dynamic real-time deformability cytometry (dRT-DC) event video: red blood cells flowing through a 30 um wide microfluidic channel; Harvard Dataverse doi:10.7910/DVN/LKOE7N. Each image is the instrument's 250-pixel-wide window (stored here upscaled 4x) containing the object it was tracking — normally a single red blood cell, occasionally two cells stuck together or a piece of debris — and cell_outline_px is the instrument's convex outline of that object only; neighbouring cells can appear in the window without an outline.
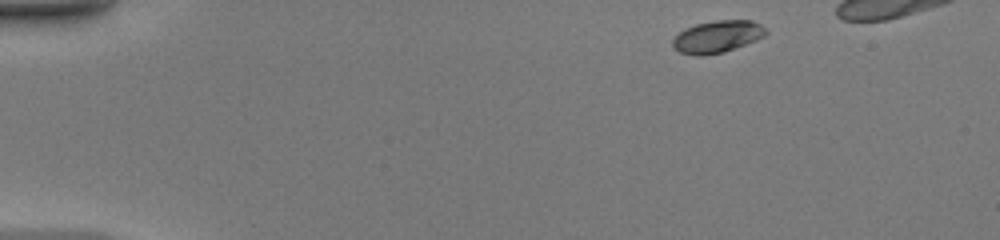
{"species": "common noctule bat (a hibernating species)", "species_latin": "Nyctalus noctula", "temperature_condition": "warm", "stored_images_in_passage": 37, "camera_frame_rate_fps": 3000, "um_per_image_px": 0.085, "animal": {"sex": "female", "body_mass_g": 20.0, "forearm_length_mm": 54.0}, "frame": {"image": 1, "passage_image": 1, "time_ms": 0.0, "image_size_px": [1000, 240], "cell_outline_px": [[768, 32], [764, 36], [756, 40], [724, 52], [704, 56], [696, 56], [680, 52], [672, 48], [672, 40], [684, 28], [696, 24], [716, 20], [752, 20], [768, 28]], "centroid_in_image_um": [60.97, 3.12], "position_along_channel_um": 24.0, "area_um2": 17.63}}
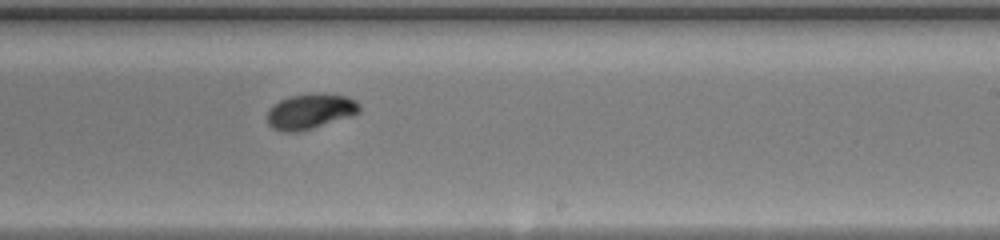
{"frame": {"image": 2, "passage_image": 24, "time_ms": 7.667, "image_size_px": [1000, 240], "cell_outline_px": [[360, 112], [352, 116], [312, 128], [296, 132], [288, 132], [272, 128], [268, 124], [268, 108], [272, 104], [288, 96], [348, 96], [356, 100], [360, 104]], "centroid_in_image_um": [26.36, 9.5], "position_along_channel_um": 262.6, "area_um2": 18.32}}
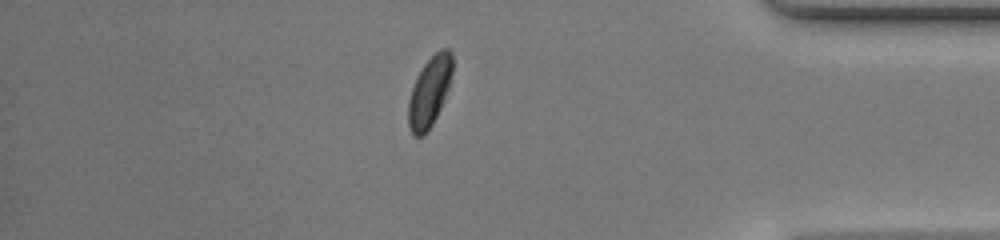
{"frame": {"image": 3, "passage_image": 35, "time_ms": 11.333, "image_size_px": [1000, 240], "cell_outline_px": [[452, 72], [448, 88], [440, 108], [432, 124], [424, 136], [412, 136], [408, 124], [408, 100], [412, 88], [424, 64], [440, 48], [448, 48], [452, 52]], "centroid_in_image_um": [36.5, 7.81], "position_along_channel_um": 398.7, "area_um2": 17.74}, "authors_computed_cell_mechanics": {"area_um2": 18.3226, "velocity_mm_per_s": 4.4383, "shape_relaxation_time_tau1_ms": 1.6824, "shape_relaxation_time_tau2_ms": 1.6922, "deformation_change_tau1": 0.1067, "deformation_change_tau2": 0.0338}}